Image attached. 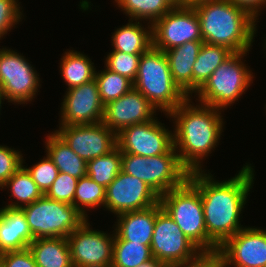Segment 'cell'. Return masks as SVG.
<instances>
[{
  "label": "cell",
  "instance_id": "obj_1",
  "mask_svg": "<svg viewBox=\"0 0 266 267\" xmlns=\"http://www.w3.org/2000/svg\"><path fill=\"white\" fill-rule=\"evenodd\" d=\"M252 167L246 163L235 177L220 182L204 170L189 173L188 181L201 195L207 237L218 248L245 228L240 224V214L253 186Z\"/></svg>",
  "mask_w": 266,
  "mask_h": 267
},
{
  "label": "cell",
  "instance_id": "obj_2",
  "mask_svg": "<svg viewBox=\"0 0 266 267\" xmlns=\"http://www.w3.org/2000/svg\"><path fill=\"white\" fill-rule=\"evenodd\" d=\"M191 101L187 97L168 115L175 121L174 148L190 172L203 170L201 162L219 143L224 126L220 109Z\"/></svg>",
  "mask_w": 266,
  "mask_h": 267
},
{
  "label": "cell",
  "instance_id": "obj_3",
  "mask_svg": "<svg viewBox=\"0 0 266 267\" xmlns=\"http://www.w3.org/2000/svg\"><path fill=\"white\" fill-rule=\"evenodd\" d=\"M193 8L203 42L225 46L232 52L250 51L258 19L249 11L229 0L205 2Z\"/></svg>",
  "mask_w": 266,
  "mask_h": 267
},
{
  "label": "cell",
  "instance_id": "obj_4",
  "mask_svg": "<svg viewBox=\"0 0 266 267\" xmlns=\"http://www.w3.org/2000/svg\"><path fill=\"white\" fill-rule=\"evenodd\" d=\"M133 88L167 117L187 98L173 81L165 52L153 46L140 57Z\"/></svg>",
  "mask_w": 266,
  "mask_h": 267
},
{
  "label": "cell",
  "instance_id": "obj_5",
  "mask_svg": "<svg viewBox=\"0 0 266 267\" xmlns=\"http://www.w3.org/2000/svg\"><path fill=\"white\" fill-rule=\"evenodd\" d=\"M159 202L184 235L202 252L218 251L207 237L201 195L188 180L163 194Z\"/></svg>",
  "mask_w": 266,
  "mask_h": 267
},
{
  "label": "cell",
  "instance_id": "obj_6",
  "mask_svg": "<svg viewBox=\"0 0 266 267\" xmlns=\"http://www.w3.org/2000/svg\"><path fill=\"white\" fill-rule=\"evenodd\" d=\"M247 52H233L214 70L195 92L200 103L224 110L245 94L254 77L243 62Z\"/></svg>",
  "mask_w": 266,
  "mask_h": 267
},
{
  "label": "cell",
  "instance_id": "obj_7",
  "mask_svg": "<svg viewBox=\"0 0 266 267\" xmlns=\"http://www.w3.org/2000/svg\"><path fill=\"white\" fill-rule=\"evenodd\" d=\"M174 146L165 154L144 157L122 153L121 170L144 181L159 197L182 186L190 171L180 162Z\"/></svg>",
  "mask_w": 266,
  "mask_h": 267
},
{
  "label": "cell",
  "instance_id": "obj_8",
  "mask_svg": "<svg viewBox=\"0 0 266 267\" xmlns=\"http://www.w3.org/2000/svg\"><path fill=\"white\" fill-rule=\"evenodd\" d=\"M21 209L34 239L67 238L86 220L73 205L49 199L45 195Z\"/></svg>",
  "mask_w": 266,
  "mask_h": 267
},
{
  "label": "cell",
  "instance_id": "obj_9",
  "mask_svg": "<svg viewBox=\"0 0 266 267\" xmlns=\"http://www.w3.org/2000/svg\"><path fill=\"white\" fill-rule=\"evenodd\" d=\"M37 71L14 50L0 49V87L4 97L13 104L32 101L40 86Z\"/></svg>",
  "mask_w": 266,
  "mask_h": 267
},
{
  "label": "cell",
  "instance_id": "obj_10",
  "mask_svg": "<svg viewBox=\"0 0 266 267\" xmlns=\"http://www.w3.org/2000/svg\"><path fill=\"white\" fill-rule=\"evenodd\" d=\"M150 247L153 258L167 266L190 261L202 252L184 235L163 208L156 213Z\"/></svg>",
  "mask_w": 266,
  "mask_h": 267
},
{
  "label": "cell",
  "instance_id": "obj_11",
  "mask_svg": "<svg viewBox=\"0 0 266 267\" xmlns=\"http://www.w3.org/2000/svg\"><path fill=\"white\" fill-rule=\"evenodd\" d=\"M153 47L162 51L189 41H203L198 15L193 7H173L152 24Z\"/></svg>",
  "mask_w": 266,
  "mask_h": 267
},
{
  "label": "cell",
  "instance_id": "obj_12",
  "mask_svg": "<svg viewBox=\"0 0 266 267\" xmlns=\"http://www.w3.org/2000/svg\"><path fill=\"white\" fill-rule=\"evenodd\" d=\"M115 234L90 228L86 219L68 237L74 267H111Z\"/></svg>",
  "mask_w": 266,
  "mask_h": 267
},
{
  "label": "cell",
  "instance_id": "obj_13",
  "mask_svg": "<svg viewBox=\"0 0 266 267\" xmlns=\"http://www.w3.org/2000/svg\"><path fill=\"white\" fill-rule=\"evenodd\" d=\"M174 146L173 133L158 119L123 128L117 134L121 153L152 157L167 153Z\"/></svg>",
  "mask_w": 266,
  "mask_h": 267
},
{
  "label": "cell",
  "instance_id": "obj_14",
  "mask_svg": "<svg viewBox=\"0 0 266 267\" xmlns=\"http://www.w3.org/2000/svg\"><path fill=\"white\" fill-rule=\"evenodd\" d=\"M55 132L86 162L110 153L117 147V134L103 122L96 124L59 125Z\"/></svg>",
  "mask_w": 266,
  "mask_h": 267
},
{
  "label": "cell",
  "instance_id": "obj_15",
  "mask_svg": "<svg viewBox=\"0 0 266 267\" xmlns=\"http://www.w3.org/2000/svg\"><path fill=\"white\" fill-rule=\"evenodd\" d=\"M223 267H266V230L245 227L219 248Z\"/></svg>",
  "mask_w": 266,
  "mask_h": 267
},
{
  "label": "cell",
  "instance_id": "obj_16",
  "mask_svg": "<svg viewBox=\"0 0 266 267\" xmlns=\"http://www.w3.org/2000/svg\"><path fill=\"white\" fill-rule=\"evenodd\" d=\"M160 197L144 181L121 170L106 187L104 208L119 215L158 204Z\"/></svg>",
  "mask_w": 266,
  "mask_h": 267
},
{
  "label": "cell",
  "instance_id": "obj_17",
  "mask_svg": "<svg viewBox=\"0 0 266 267\" xmlns=\"http://www.w3.org/2000/svg\"><path fill=\"white\" fill-rule=\"evenodd\" d=\"M61 103L60 125L96 124L103 120L104 104L96 80L67 89Z\"/></svg>",
  "mask_w": 266,
  "mask_h": 267
},
{
  "label": "cell",
  "instance_id": "obj_18",
  "mask_svg": "<svg viewBox=\"0 0 266 267\" xmlns=\"http://www.w3.org/2000/svg\"><path fill=\"white\" fill-rule=\"evenodd\" d=\"M157 109L135 88L104 106L102 122L118 134L123 128L154 120Z\"/></svg>",
  "mask_w": 266,
  "mask_h": 267
},
{
  "label": "cell",
  "instance_id": "obj_19",
  "mask_svg": "<svg viewBox=\"0 0 266 267\" xmlns=\"http://www.w3.org/2000/svg\"><path fill=\"white\" fill-rule=\"evenodd\" d=\"M162 208L159 202L149 208L117 215V224L113 230L114 239H123L150 245L154 232L156 213ZM119 218V219H118Z\"/></svg>",
  "mask_w": 266,
  "mask_h": 267
},
{
  "label": "cell",
  "instance_id": "obj_20",
  "mask_svg": "<svg viewBox=\"0 0 266 267\" xmlns=\"http://www.w3.org/2000/svg\"><path fill=\"white\" fill-rule=\"evenodd\" d=\"M33 240L22 209L0 208V254L29 248Z\"/></svg>",
  "mask_w": 266,
  "mask_h": 267
},
{
  "label": "cell",
  "instance_id": "obj_21",
  "mask_svg": "<svg viewBox=\"0 0 266 267\" xmlns=\"http://www.w3.org/2000/svg\"><path fill=\"white\" fill-rule=\"evenodd\" d=\"M202 45L203 41H189L165 51L173 81L187 97L193 94V64Z\"/></svg>",
  "mask_w": 266,
  "mask_h": 267
},
{
  "label": "cell",
  "instance_id": "obj_22",
  "mask_svg": "<svg viewBox=\"0 0 266 267\" xmlns=\"http://www.w3.org/2000/svg\"><path fill=\"white\" fill-rule=\"evenodd\" d=\"M37 267H74L67 238H37L29 244Z\"/></svg>",
  "mask_w": 266,
  "mask_h": 267
},
{
  "label": "cell",
  "instance_id": "obj_23",
  "mask_svg": "<svg viewBox=\"0 0 266 267\" xmlns=\"http://www.w3.org/2000/svg\"><path fill=\"white\" fill-rule=\"evenodd\" d=\"M129 23L116 29L112 35L113 50L129 54H143L153 46L152 25L144 28L140 21ZM148 29V30H147Z\"/></svg>",
  "mask_w": 266,
  "mask_h": 267
},
{
  "label": "cell",
  "instance_id": "obj_24",
  "mask_svg": "<svg viewBox=\"0 0 266 267\" xmlns=\"http://www.w3.org/2000/svg\"><path fill=\"white\" fill-rule=\"evenodd\" d=\"M46 152L59 172L80 179L87 175V162L80 158L64 140L54 131L46 137Z\"/></svg>",
  "mask_w": 266,
  "mask_h": 267
},
{
  "label": "cell",
  "instance_id": "obj_25",
  "mask_svg": "<svg viewBox=\"0 0 266 267\" xmlns=\"http://www.w3.org/2000/svg\"><path fill=\"white\" fill-rule=\"evenodd\" d=\"M60 62V73L67 89L80 86L95 79L96 69L90 58L83 53L69 50L64 53Z\"/></svg>",
  "mask_w": 266,
  "mask_h": 267
},
{
  "label": "cell",
  "instance_id": "obj_26",
  "mask_svg": "<svg viewBox=\"0 0 266 267\" xmlns=\"http://www.w3.org/2000/svg\"><path fill=\"white\" fill-rule=\"evenodd\" d=\"M233 52L225 46L203 42L193 64V93L211 76L214 70Z\"/></svg>",
  "mask_w": 266,
  "mask_h": 267
},
{
  "label": "cell",
  "instance_id": "obj_27",
  "mask_svg": "<svg viewBox=\"0 0 266 267\" xmlns=\"http://www.w3.org/2000/svg\"><path fill=\"white\" fill-rule=\"evenodd\" d=\"M4 187L10 188L11 195L9 197H14L17 200V202L12 201V203L6 205V207L10 208L21 209L23 206L33 203L44 195L23 166L0 189H4Z\"/></svg>",
  "mask_w": 266,
  "mask_h": 267
},
{
  "label": "cell",
  "instance_id": "obj_28",
  "mask_svg": "<svg viewBox=\"0 0 266 267\" xmlns=\"http://www.w3.org/2000/svg\"><path fill=\"white\" fill-rule=\"evenodd\" d=\"M116 6L124 11L129 20H146L151 25L162 18L173 6L166 0H114ZM148 19V20H147Z\"/></svg>",
  "mask_w": 266,
  "mask_h": 267
},
{
  "label": "cell",
  "instance_id": "obj_29",
  "mask_svg": "<svg viewBox=\"0 0 266 267\" xmlns=\"http://www.w3.org/2000/svg\"><path fill=\"white\" fill-rule=\"evenodd\" d=\"M151 259L150 245L114 239L111 267H137Z\"/></svg>",
  "mask_w": 266,
  "mask_h": 267
},
{
  "label": "cell",
  "instance_id": "obj_30",
  "mask_svg": "<svg viewBox=\"0 0 266 267\" xmlns=\"http://www.w3.org/2000/svg\"><path fill=\"white\" fill-rule=\"evenodd\" d=\"M121 168L122 153L118 147L106 155L87 161V175L105 188L121 172Z\"/></svg>",
  "mask_w": 266,
  "mask_h": 267
},
{
  "label": "cell",
  "instance_id": "obj_31",
  "mask_svg": "<svg viewBox=\"0 0 266 267\" xmlns=\"http://www.w3.org/2000/svg\"><path fill=\"white\" fill-rule=\"evenodd\" d=\"M106 188L97 184L88 175L81 177L77 182L74 195V207L86 218L88 215L86 209H95V207L105 204Z\"/></svg>",
  "mask_w": 266,
  "mask_h": 267
},
{
  "label": "cell",
  "instance_id": "obj_32",
  "mask_svg": "<svg viewBox=\"0 0 266 267\" xmlns=\"http://www.w3.org/2000/svg\"><path fill=\"white\" fill-rule=\"evenodd\" d=\"M95 80L104 106L123 96L133 88V82L131 80L110 71L106 67L103 71H98V73L96 71Z\"/></svg>",
  "mask_w": 266,
  "mask_h": 267
},
{
  "label": "cell",
  "instance_id": "obj_33",
  "mask_svg": "<svg viewBox=\"0 0 266 267\" xmlns=\"http://www.w3.org/2000/svg\"><path fill=\"white\" fill-rule=\"evenodd\" d=\"M142 54H129L112 50L105 60V67L114 73L127 77L132 82L135 81L139 60Z\"/></svg>",
  "mask_w": 266,
  "mask_h": 267
},
{
  "label": "cell",
  "instance_id": "obj_34",
  "mask_svg": "<svg viewBox=\"0 0 266 267\" xmlns=\"http://www.w3.org/2000/svg\"><path fill=\"white\" fill-rule=\"evenodd\" d=\"M22 166L28 171L43 194L49 190L59 173L58 168L47 154L46 157L32 167Z\"/></svg>",
  "mask_w": 266,
  "mask_h": 267
},
{
  "label": "cell",
  "instance_id": "obj_35",
  "mask_svg": "<svg viewBox=\"0 0 266 267\" xmlns=\"http://www.w3.org/2000/svg\"><path fill=\"white\" fill-rule=\"evenodd\" d=\"M78 180L69 174L59 172L56 180L44 195L49 199L74 206V195Z\"/></svg>",
  "mask_w": 266,
  "mask_h": 267
},
{
  "label": "cell",
  "instance_id": "obj_36",
  "mask_svg": "<svg viewBox=\"0 0 266 267\" xmlns=\"http://www.w3.org/2000/svg\"><path fill=\"white\" fill-rule=\"evenodd\" d=\"M20 151L0 145V188L23 165Z\"/></svg>",
  "mask_w": 266,
  "mask_h": 267
},
{
  "label": "cell",
  "instance_id": "obj_37",
  "mask_svg": "<svg viewBox=\"0 0 266 267\" xmlns=\"http://www.w3.org/2000/svg\"><path fill=\"white\" fill-rule=\"evenodd\" d=\"M18 0H0V39L22 18Z\"/></svg>",
  "mask_w": 266,
  "mask_h": 267
},
{
  "label": "cell",
  "instance_id": "obj_38",
  "mask_svg": "<svg viewBox=\"0 0 266 267\" xmlns=\"http://www.w3.org/2000/svg\"><path fill=\"white\" fill-rule=\"evenodd\" d=\"M3 267H37L29 248L7 251L0 254Z\"/></svg>",
  "mask_w": 266,
  "mask_h": 267
},
{
  "label": "cell",
  "instance_id": "obj_39",
  "mask_svg": "<svg viewBox=\"0 0 266 267\" xmlns=\"http://www.w3.org/2000/svg\"><path fill=\"white\" fill-rule=\"evenodd\" d=\"M220 265L218 251H211L201 252L196 258L190 261L176 263L168 267H219Z\"/></svg>",
  "mask_w": 266,
  "mask_h": 267
},
{
  "label": "cell",
  "instance_id": "obj_40",
  "mask_svg": "<svg viewBox=\"0 0 266 267\" xmlns=\"http://www.w3.org/2000/svg\"><path fill=\"white\" fill-rule=\"evenodd\" d=\"M235 5L241 6L242 8L249 11L256 19L263 8L266 7V0H229Z\"/></svg>",
  "mask_w": 266,
  "mask_h": 267
},
{
  "label": "cell",
  "instance_id": "obj_41",
  "mask_svg": "<svg viewBox=\"0 0 266 267\" xmlns=\"http://www.w3.org/2000/svg\"><path fill=\"white\" fill-rule=\"evenodd\" d=\"M137 267H168V266L165 263L161 262L160 260L153 258L146 263L140 264Z\"/></svg>",
  "mask_w": 266,
  "mask_h": 267
},
{
  "label": "cell",
  "instance_id": "obj_42",
  "mask_svg": "<svg viewBox=\"0 0 266 267\" xmlns=\"http://www.w3.org/2000/svg\"><path fill=\"white\" fill-rule=\"evenodd\" d=\"M211 1H217V0H187V6L195 7L196 5Z\"/></svg>",
  "mask_w": 266,
  "mask_h": 267
},
{
  "label": "cell",
  "instance_id": "obj_43",
  "mask_svg": "<svg viewBox=\"0 0 266 267\" xmlns=\"http://www.w3.org/2000/svg\"><path fill=\"white\" fill-rule=\"evenodd\" d=\"M166 1H168L173 7L187 6V0H166Z\"/></svg>",
  "mask_w": 266,
  "mask_h": 267
},
{
  "label": "cell",
  "instance_id": "obj_44",
  "mask_svg": "<svg viewBox=\"0 0 266 267\" xmlns=\"http://www.w3.org/2000/svg\"><path fill=\"white\" fill-rule=\"evenodd\" d=\"M2 100H5L4 93L2 91V88L0 87V109L2 107Z\"/></svg>",
  "mask_w": 266,
  "mask_h": 267
}]
</instances>
